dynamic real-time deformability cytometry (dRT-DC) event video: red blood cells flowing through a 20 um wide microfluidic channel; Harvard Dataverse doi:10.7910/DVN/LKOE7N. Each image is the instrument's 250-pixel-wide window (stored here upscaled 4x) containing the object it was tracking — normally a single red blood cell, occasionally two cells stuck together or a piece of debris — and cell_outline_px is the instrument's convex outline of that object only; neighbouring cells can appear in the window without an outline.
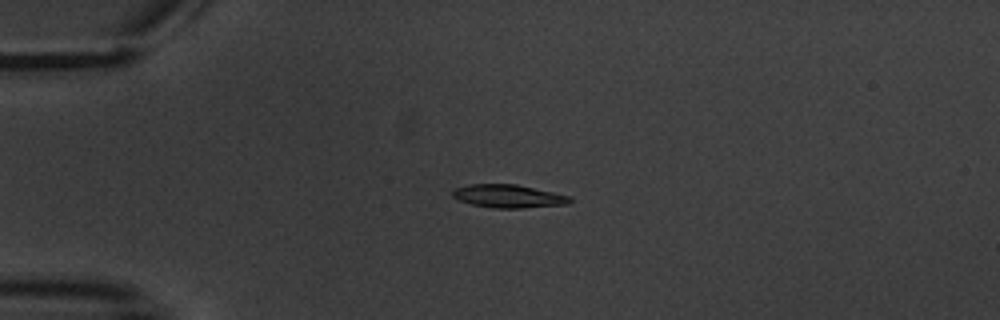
{"species": "common noctule bat (a hibernating species)", "species_latin": "Nyctalus noctula", "temperature_condition": "warm", "stored_images_in_passage": 6, "camera_frame_rate_fps": 3000, "um_per_image_px": 0.085, "animal": {"sex": "male", "body_mass_g": 20.1, "forearm_length_mm": 53.5}, "frame": {"image": 1, "passage_image": 3, "time_ms": 3.0, "image_size_px": [1000, 320], "cell_outline_px": [[572, 200], [568, 204], [524, 208], [492, 208], [472, 204], [460, 200], [452, 196], [452, 192], [456, 188], [472, 184], [516, 184], [572, 196]], "centroid_in_image_um": [43.26, 16.68], "position_along_channel_um": 41.7, "area_um2": 15.78}}
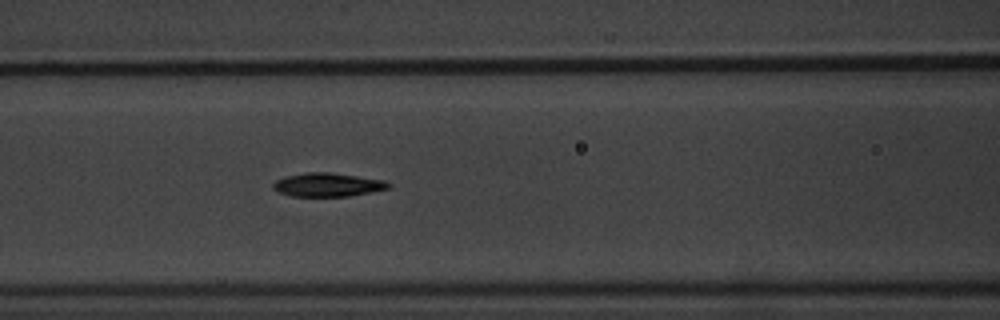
{"frame": {"image": 2, "passage_image": 6, "time_ms": 6.667, "image_size_px": [1000, 320], "cell_outline_px": [[392, 184], [388, 188], [372, 192], [348, 196], [292, 196], [276, 192], [272, 188], [272, 184], [276, 180], [284, 176], [308, 172], [328, 172], [384, 180]], "centroid_in_image_um": [27.8, 15.7], "position_along_channel_um": 138.8, "area_um2": 15.9}}